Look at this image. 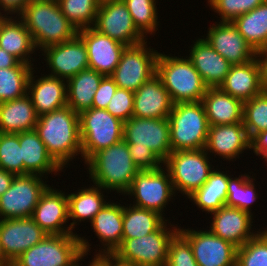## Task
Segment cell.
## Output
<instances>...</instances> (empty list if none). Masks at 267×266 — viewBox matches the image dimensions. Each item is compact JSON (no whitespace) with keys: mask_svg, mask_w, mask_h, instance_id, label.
I'll list each match as a JSON object with an SVG mask.
<instances>
[{"mask_svg":"<svg viewBox=\"0 0 267 266\" xmlns=\"http://www.w3.org/2000/svg\"><path fill=\"white\" fill-rule=\"evenodd\" d=\"M168 118L131 117L124 122L123 140L139 171L156 170L172 152Z\"/></svg>","mask_w":267,"mask_h":266,"instance_id":"1","label":"cell"},{"mask_svg":"<svg viewBox=\"0 0 267 266\" xmlns=\"http://www.w3.org/2000/svg\"><path fill=\"white\" fill-rule=\"evenodd\" d=\"M35 131L62 168L78 154L82 157L79 114L68 105L39 116Z\"/></svg>","mask_w":267,"mask_h":266,"instance_id":"2","label":"cell"},{"mask_svg":"<svg viewBox=\"0 0 267 266\" xmlns=\"http://www.w3.org/2000/svg\"><path fill=\"white\" fill-rule=\"evenodd\" d=\"M21 18L37 50L73 39L78 29L62 14L57 0H33Z\"/></svg>","mask_w":267,"mask_h":266,"instance_id":"3","label":"cell"},{"mask_svg":"<svg viewBox=\"0 0 267 266\" xmlns=\"http://www.w3.org/2000/svg\"><path fill=\"white\" fill-rule=\"evenodd\" d=\"M85 164L95 185L124 195L139 172L124 140L97 151Z\"/></svg>","mask_w":267,"mask_h":266,"instance_id":"4","label":"cell"},{"mask_svg":"<svg viewBox=\"0 0 267 266\" xmlns=\"http://www.w3.org/2000/svg\"><path fill=\"white\" fill-rule=\"evenodd\" d=\"M76 234L47 235L17 257L10 266H75L91 245Z\"/></svg>","mask_w":267,"mask_h":266,"instance_id":"5","label":"cell"},{"mask_svg":"<svg viewBox=\"0 0 267 266\" xmlns=\"http://www.w3.org/2000/svg\"><path fill=\"white\" fill-rule=\"evenodd\" d=\"M156 75L162 80L174 104L202 101L208 88L192 62L182 56L172 57L160 52Z\"/></svg>","mask_w":267,"mask_h":266,"instance_id":"6","label":"cell"},{"mask_svg":"<svg viewBox=\"0 0 267 266\" xmlns=\"http://www.w3.org/2000/svg\"><path fill=\"white\" fill-rule=\"evenodd\" d=\"M168 121L172 152L205 148L209 123L201 101L175 103Z\"/></svg>","mask_w":267,"mask_h":266,"instance_id":"7","label":"cell"},{"mask_svg":"<svg viewBox=\"0 0 267 266\" xmlns=\"http://www.w3.org/2000/svg\"><path fill=\"white\" fill-rule=\"evenodd\" d=\"M170 226L173 229L167 228L164 222L150 234L122 240L111 256L132 266H166L169 242L179 229L172 224Z\"/></svg>","mask_w":267,"mask_h":266,"instance_id":"8","label":"cell"},{"mask_svg":"<svg viewBox=\"0 0 267 266\" xmlns=\"http://www.w3.org/2000/svg\"><path fill=\"white\" fill-rule=\"evenodd\" d=\"M84 163L97 151L123 140L124 122L106 109L90 108L79 114Z\"/></svg>","mask_w":267,"mask_h":266,"instance_id":"9","label":"cell"},{"mask_svg":"<svg viewBox=\"0 0 267 266\" xmlns=\"http://www.w3.org/2000/svg\"><path fill=\"white\" fill-rule=\"evenodd\" d=\"M205 149L171 152L163 165L168 170L174 192L187 197L199 189L208 179L211 167ZM213 168V169H212Z\"/></svg>","mask_w":267,"mask_h":266,"instance_id":"10","label":"cell"},{"mask_svg":"<svg viewBox=\"0 0 267 266\" xmlns=\"http://www.w3.org/2000/svg\"><path fill=\"white\" fill-rule=\"evenodd\" d=\"M147 41L126 46L119 63L110 77L119 88L135 92L156 75V61L159 52L147 47Z\"/></svg>","mask_w":267,"mask_h":266,"instance_id":"11","label":"cell"},{"mask_svg":"<svg viewBox=\"0 0 267 266\" xmlns=\"http://www.w3.org/2000/svg\"><path fill=\"white\" fill-rule=\"evenodd\" d=\"M163 167L139 171L136 174L131 187L125 193L134 197L135 202L131 205L152 210L164 216L162 212L168 202L174 199L172 197L175 196V192L169 172Z\"/></svg>","mask_w":267,"mask_h":266,"instance_id":"12","label":"cell"},{"mask_svg":"<svg viewBox=\"0 0 267 266\" xmlns=\"http://www.w3.org/2000/svg\"><path fill=\"white\" fill-rule=\"evenodd\" d=\"M42 176L15 175L8 190L0 196V220L31 217L42 193L47 189Z\"/></svg>","mask_w":267,"mask_h":266,"instance_id":"13","label":"cell"},{"mask_svg":"<svg viewBox=\"0 0 267 266\" xmlns=\"http://www.w3.org/2000/svg\"><path fill=\"white\" fill-rule=\"evenodd\" d=\"M99 33L107 35L126 46L140 44L147 38L136 28L123 0L100 3L92 26Z\"/></svg>","mask_w":267,"mask_h":266,"instance_id":"14","label":"cell"},{"mask_svg":"<svg viewBox=\"0 0 267 266\" xmlns=\"http://www.w3.org/2000/svg\"><path fill=\"white\" fill-rule=\"evenodd\" d=\"M48 234L31 218L0 220V255L10 266L12 262Z\"/></svg>","mask_w":267,"mask_h":266,"instance_id":"15","label":"cell"},{"mask_svg":"<svg viewBox=\"0 0 267 266\" xmlns=\"http://www.w3.org/2000/svg\"><path fill=\"white\" fill-rule=\"evenodd\" d=\"M189 241L198 266H236L237 247L210 230L178 229Z\"/></svg>","mask_w":267,"mask_h":266,"instance_id":"16","label":"cell"},{"mask_svg":"<svg viewBox=\"0 0 267 266\" xmlns=\"http://www.w3.org/2000/svg\"><path fill=\"white\" fill-rule=\"evenodd\" d=\"M51 68L52 77L68 80L80 71L89 68L87 47L77 34L73 39L40 50Z\"/></svg>","mask_w":267,"mask_h":266,"instance_id":"17","label":"cell"},{"mask_svg":"<svg viewBox=\"0 0 267 266\" xmlns=\"http://www.w3.org/2000/svg\"><path fill=\"white\" fill-rule=\"evenodd\" d=\"M208 30L206 41L231 65H242L256 58L257 53L233 22H218Z\"/></svg>","mask_w":267,"mask_h":266,"instance_id":"18","label":"cell"},{"mask_svg":"<svg viewBox=\"0 0 267 266\" xmlns=\"http://www.w3.org/2000/svg\"><path fill=\"white\" fill-rule=\"evenodd\" d=\"M87 47L89 68L110 76L117 67L126 45L99 33L92 26L78 30Z\"/></svg>","mask_w":267,"mask_h":266,"instance_id":"19","label":"cell"},{"mask_svg":"<svg viewBox=\"0 0 267 266\" xmlns=\"http://www.w3.org/2000/svg\"><path fill=\"white\" fill-rule=\"evenodd\" d=\"M31 218L48 235L75 234L71 227L65 224L69 220L68 199L61 190L48 186L42 193Z\"/></svg>","mask_w":267,"mask_h":266,"instance_id":"20","label":"cell"},{"mask_svg":"<svg viewBox=\"0 0 267 266\" xmlns=\"http://www.w3.org/2000/svg\"><path fill=\"white\" fill-rule=\"evenodd\" d=\"M210 214L213 218L209 230L237 248L243 246L259 232L255 233L252 230L253 214L238 208L223 206Z\"/></svg>","mask_w":267,"mask_h":266,"instance_id":"21","label":"cell"},{"mask_svg":"<svg viewBox=\"0 0 267 266\" xmlns=\"http://www.w3.org/2000/svg\"><path fill=\"white\" fill-rule=\"evenodd\" d=\"M247 148L250 150L251 142L243 122L209 126L204 148L207 153L233 161Z\"/></svg>","mask_w":267,"mask_h":266,"instance_id":"22","label":"cell"},{"mask_svg":"<svg viewBox=\"0 0 267 266\" xmlns=\"http://www.w3.org/2000/svg\"><path fill=\"white\" fill-rule=\"evenodd\" d=\"M35 70L31 71L27 95L38 116L50 113L67 105V81L49 75L35 79Z\"/></svg>","mask_w":267,"mask_h":266,"instance_id":"23","label":"cell"},{"mask_svg":"<svg viewBox=\"0 0 267 266\" xmlns=\"http://www.w3.org/2000/svg\"><path fill=\"white\" fill-rule=\"evenodd\" d=\"M173 101L162 80L154 75L134 92L133 116L138 118H168Z\"/></svg>","mask_w":267,"mask_h":266,"instance_id":"24","label":"cell"},{"mask_svg":"<svg viewBox=\"0 0 267 266\" xmlns=\"http://www.w3.org/2000/svg\"><path fill=\"white\" fill-rule=\"evenodd\" d=\"M192 46L186 58L192 62L208 88H218L232 65L215 51L205 38H199Z\"/></svg>","mask_w":267,"mask_h":266,"instance_id":"25","label":"cell"},{"mask_svg":"<svg viewBox=\"0 0 267 266\" xmlns=\"http://www.w3.org/2000/svg\"><path fill=\"white\" fill-rule=\"evenodd\" d=\"M122 224L123 206L120 203L107 202L91 222L96 236L102 242L101 245L104 246L94 257L112 255L121 245L123 234Z\"/></svg>","mask_w":267,"mask_h":266,"instance_id":"26","label":"cell"},{"mask_svg":"<svg viewBox=\"0 0 267 266\" xmlns=\"http://www.w3.org/2000/svg\"><path fill=\"white\" fill-rule=\"evenodd\" d=\"M19 144L23 159V175L44 177L45 174L63 170L47 151L35 129L19 133Z\"/></svg>","mask_w":267,"mask_h":266,"instance_id":"27","label":"cell"},{"mask_svg":"<svg viewBox=\"0 0 267 266\" xmlns=\"http://www.w3.org/2000/svg\"><path fill=\"white\" fill-rule=\"evenodd\" d=\"M219 88L243 102L260 94L261 69L257 57L242 65H232Z\"/></svg>","mask_w":267,"mask_h":266,"instance_id":"28","label":"cell"},{"mask_svg":"<svg viewBox=\"0 0 267 266\" xmlns=\"http://www.w3.org/2000/svg\"><path fill=\"white\" fill-rule=\"evenodd\" d=\"M209 126L243 122L244 102L218 88H207L201 101Z\"/></svg>","mask_w":267,"mask_h":266,"instance_id":"29","label":"cell"},{"mask_svg":"<svg viewBox=\"0 0 267 266\" xmlns=\"http://www.w3.org/2000/svg\"><path fill=\"white\" fill-rule=\"evenodd\" d=\"M6 16L0 22V47L19 62L33 65L31 54L36 50L30 32L19 17ZM20 20V21H18ZM32 63V64H31Z\"/></svg>","mask_w":267,"mask_h":266,"instance_id":"30","label":"cell"},{"mask_svg":"<svg viewBox=\"0 0 267 266\" xmlns=\"http://www.w3.org/2000/svg\"><path fill=\"white\" fill-rule=\"evenodd\" d=\"M38 115L31 102L25 96L0 103V132L18 134L35 129Z\"/></svg>","mask_w":267,"mask_h":266,"instance_id":"31","label":"cell"},{"mask_svg":"<svg viewBox=\"0 0 267 266\" xmlns=\"http://www.w3.org/2000/svg\"><path fill=\"white\" fill-rule=\"evenodd\" d=\"M103 74L87 68L67 80V105L76 113L92 108Z\"/></svg>","mask_w":267,"mask_h":266,"instance_id":"32","label":"cell"},{"mask_svg":"<svg viewBox=\"0 0 267 266\" xmlns=\"http://www.w3.org/2000/svg\"><path fill=\"white\" fill-rule=\"evenodd\" d=\"M102 190H104L102 187L94 184L89 188L78 190L77 193L67 195L68 218H72L73 221L69 225L72 231L79 221L90 220L92 222L95 215L107 203Z\"/></svg>","mask_w":267,"mask_h":266,"instance_id":"33","label":"cell"},{"mask_svg":"<svg viewBox=\"0 0 267 266\" xmlns=\"http://www.w3.org/2000/svg\"><path fill=\"white\" fill-rule=\"evenodd\" d=\"M212 170L207 181L188 198L202 211L212 213L226 206L227 186L230 175Z\"/></svg>","mask_w":267,"mask_h":266,"instance_id":"34","label":"cell"},{"mask_svg":"<svg viewBox=\"0 0 267 266\" xmlns=\"http://www.w3.org/2000/svg\"><path fill=\"white\" fill-rule=\"evenodd\" d=\"M233 24L256 53L267 48V0L238 16Z\"/></svg>","mask_w":267,"mask_h":266,"instance_id":"35","label":"cell"},{"mask_svg":"<svg viewBox=\"0 0 267 266\" xmlns=\"http://www.w3.org/2000/svg\"><path fill=\"white\" fill-rule=\"evenodd\" d=\"M165 221L159 213L137 206L123 205L122 240L143 237L156 231Z\"/></svg>","mask_w":267,"mask_h":266,"instance_id":"36","label":"cell"},{"mask_svg":"<svg viewBox=\"0 0 267 266\" xmlns=\"http://www.w3.org/2000/svg\"><path fill=\"white\" fill-rule=\"evenodd\" d=\"M33 65L19 62L13 68L0 69V103L27 94L28 80Z\"/></svg>","mask_w":267,"mask_h":266,"instance_id":"37","label":"cell"},{"mask_svg":"<svg viewBox=\"0 0 267 266\" xmlns=\"http://www.w3.org/2000/svg\"><path fill=\"white\" fill-rule=\"evenodd\" d=\"M254 180V177L251 178L247 174L240 175L238 178L230 177L227 186L226 206L252 214L251 205L258 199Z\"/></svg>","mask_w":267,"mask_h":266,"instance_id":"38","label":"cell"},{"mask_svg":"<svg viewBox=\"0 0 267 266\" xmlns=\"http://www.w3.org/2000/svg\"><path fill=\"white\" fill-rule=\"evenodd\" d=\"M62 14L78 29L91 27L97 17L98 0H57Z\"/></svg>","mask_w":267,"mask_h":266,"instance_id":"39","label":"cell"},{"mask_svg":"<svg viewBox=\"0 0 267 266\" xmlns=\"http://www.w3.org/2000/svg\"><path fill=\"white\" fill-rule=\"evenodd\" d=\"M131 14L134 25L146 37L158 30L156 0H123Z\"/></svg>","mask_w":267,"mask_h":266,"instance_id":"40","label":"cell"},{"mask_svg":"<svg viewBox=\"0 0 267 266\" xmlns=\"http://www.w3.org/2000/svg\"><path fill=\"white\" fill-rule=\"evenodd\" d=\"M243 123L250 140L267 130V93L261 92L244 102Z\"/></svg>","mask_w":267,"mask_h":266,"instance_id":"41","label":"cell"},{"mask_svg":"<svg viewBox=\"0 0 267 266\" xmlns=\"http://www.w3.org/2000/svg\"><path fill=\"white\" fill-rule=\"evenodd\" d=\"M0 168L14 175H23L19 133L0 132Z\"/></svg>","mask_w":267,"mask_h":266,"instance_id":"42","label":"cell"},{"mask_svg":"<svg viewBox=\"0 0 267 266\" xmlns=\"http://www.w3.org/2000/svg\"><path fill=\"white\" fill-rule=\"evenodd\" d=\"M236 266H267V236L263 230L237 248Z\"/></svg>","mask_w":267,"mask_h":266,"instance_id":"43","label":"cell"},{"mask_svg":"<svg viewBox=\"0 0 267 266\" xmlns=\"http://www.w3.org/2000/svg\"><path fill=\"white\" fill-rule=\"evenodd\" d=\"M265 0H208V5L220 16V22H233L238 16L250 12Z\"/></svg>","mask_w":267,"mask_h":266,"instance_id":"44","label":"cell"},{"mask_svg":"<svg viewBox=\"0 0 267 266\" xmlns=\"http://www.w3.org/2000/svg\"><path fill=\"white\" fill-rule=\"evenodd\" d=\"M166 266H198L189 241L179 231L169 242Z\"/></svg>","mask_w":267,"mask_h":266,"instance_id":"45","label":"cell"},{"mask_svg":"<svg viewBox=\"0 0 267 266\" xmlns=\"http://www.w3.org/2000/svg\"><path fill=\"white\" fill-rule=\"evenodd\" d=\"M134 92L117 88L106 110L123 122L133 117Z\"/></svg>","mask_w":267,"mask_h":266,"instance_id":"46","label":"cell"},{"mask_svg":"<svg viewBox=\"0 0 267 266\" xmlns=\"http://www.w3.org/2000/svg\"><path fill=\"white\" fill-rule=\"evenodd\" d=\"M117 88L110 76H104L95 92L92 108L106 109Z\"/></svg>","mask_w":267,"mask_h":266,"instance_id":"47","label":"cell"},{"mask_svg":"<svg viewBox=\"0 0 267 266\" xmlns=\"http://www.w3.org/2000/svg\"><path fill=\"white\" fill-rule=\"evenodd\" d=\"M33 0H0V10L4 11L3 14L6 17L8 15L20 16L25 7Z\"/></svg>","mask_w":267,"mask_h":266,"instance_id":"48","label":"cell"},{"mask_svg":"<svg viewBox=\"0 0 267 266\" xmlns=\"http://www.w3.org/2000/svg\"><path fill=\"white\" fill-rule=\"evenodd\" d=\"M251 148L255 155L262 157L267 153V130L256 134L251 140Z\"/></svg>","mask_w":267,"mask_h":266,"instance_id":"49","label":"cell"},{"mask_svg":"<svg viewBox=\"0 0 267 266\" xmlns=\"http://www.w3.org/2000/svg\"><path fill=\"white\" fill-rule=\"evenodd\" d=\"M261 69L262 92L267 93V48L261 50L256 55ZM259 57V58H258Z\"/></svg>","mask_w":267,"mask_h":266,"instance_id":"50","label":"cell"},{"mask_svg":"<svg viewBox=\"0 0 267 266\" xmlns=\"http://www.w3.org/2000/svg\"><path fill=\"white\" fill-rule=\"evenodd\" d=\"M91 266H132V265L121 263L111 255H103L94 257L91 262Z\"/></svg>","mask_w":267,"mask_h":266,"instance_id":"51","label":"cell"},{"mask_svg":"<svg viewBox=\"0 0 267 266\" xmlns=\"http://www.w3.org/2000/svg\"><path fill=\"white\" fill-rule=\"evenodd\" d=\"M19 61L0 47V69L13 68Z\"/></svg>","mask_w":267,"mask_h":266,"instance_id":"52","label":"cell"},{"mask_svg":"<svg viewBox=\"0 0 267 266\" xmlns=\"http://www.w3.org/2000/svg\"><path fill=\"white\" fill-rule=\"evenodd\" d=\"M14 176V174L0 168V196L11 186Z\"/></svg>","mask_w":267,"mask_h":266,"instance_id":"53","label":"cell"},{"mask_svg":"<svg viewBox=\"0 0 267 266\" xmlns=\"http://www.w3.org/2000/svg\"><path fill=\"white\" fill-rule=\"evenodd\" d=\"M0 266H9L1 257L0 255Z\"/></svg>","mask_w":267,"mask_h":266,"instance_id":"54","label":"cell"},{"mask_svg":"<svg viewBox=\"0 0 267 266\" xmlns=\"http://www.w3.org/2000/svg\"><path fill=\"white\" fill-rule=\"evenodd\" d=\"M5 16H3V14L0 12V22L1 20L4 18Z\"/></svg>","mask_w":267,"mask_h":266,"instance_id":"55","label":"cell"},{"mask_svg":"<svg viewBox=\"0 0 267 266\" xmlns=\"http://www.w3.org/2000/svg\"><path fill=\"white\" fill-rule=\"evenodd\" d=\"M263 158L265 159L264 161H266L267 163V153L263 156Z\"/></svg>","mask_w":267,"mask_h":266,"instance_id":"56","label":"cell"},{"mask_svg":"<svg viewBox=\"0 0 267 266\" xmlns=\"http://www.w3.org/2000/svg\"><path fill=\"white\" fill-rule=\"evenodd\" d=\"M100 3L105 2V1H112V0H98Z\"/></svg>","mask_w":267,"mask_h":266,"instance_id":"57","label":"cell"},{"mask_svg":"<svg viewBox=\"0 0 267 266\" xmlns=\"http://www.w3.org/2000/svg\"><path fill=\"white\" fill-rule=\"evenodd\" d=\"M263 233H265V235L267 236V228L263 231Z\"/></svg>","mask_w":267,"mask_h":266,"instance_id":"58","label":"cell"},{"mask_svg":"<svg viewBox=\"0 0 267 266\" xmlns=\"http://www.w3.org/2000/svg\"><path fill=\"white\" fill-rule=\"evenodd\" d=\"M79 264H80V263H77L75 266H80ZM88 266H91V263H90Z\"/></svg>","mask_w":267,"mask_h":266,"instance_id":"59","label":"cell"}]
</instances>
